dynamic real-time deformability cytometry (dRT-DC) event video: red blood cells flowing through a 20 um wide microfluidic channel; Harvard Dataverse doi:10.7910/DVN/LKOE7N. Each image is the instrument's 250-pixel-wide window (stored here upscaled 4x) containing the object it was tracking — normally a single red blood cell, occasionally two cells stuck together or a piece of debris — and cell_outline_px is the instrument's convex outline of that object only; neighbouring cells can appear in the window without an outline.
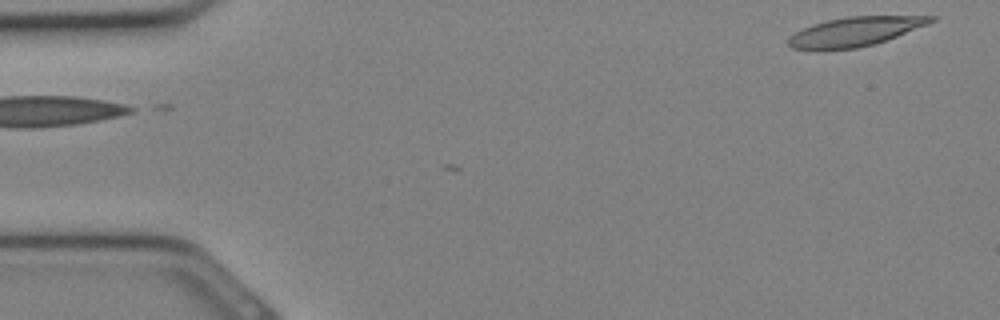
{"species": "Egyptian fruit bat (a non-hibernating species)", "species_latin": "Rousettus aegyptiacus", "temperature_condition": "cold", "stored_images_in_passage": 3, "camera_frame_rate_fps": 3000, "um_per_image_px": 0.085, "animal": {"sex": "female"}, "frame": {"image": 1, "passage_image": 3, "time_ms": 0.667, "image_size_px": [1000, 320], "cell_outline_px": [[936, 20], [928, 24], [896, 36], [872, 44], [856, 48], [816, 52], [792, 48], [788, 44], [788, 40], [796, 32], [804, 28], [828, 20], [848, 16], [936, 16]], "centroid_in_image_um": [72.63, 2.71], "position_along_channel_um": 12.4, "area_um2": 24.16}}